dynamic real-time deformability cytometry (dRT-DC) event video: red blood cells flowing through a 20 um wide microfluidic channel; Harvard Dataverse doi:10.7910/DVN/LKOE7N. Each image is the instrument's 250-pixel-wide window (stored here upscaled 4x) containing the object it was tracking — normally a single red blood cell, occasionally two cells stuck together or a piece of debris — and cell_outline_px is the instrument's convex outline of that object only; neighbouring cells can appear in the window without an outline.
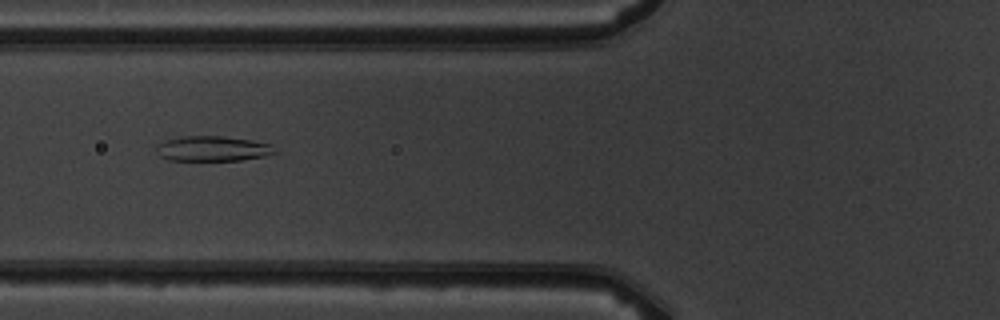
{"species": "common noctule bat (a hibernating species)", "species_latin": "Nyctalus noctula", "temperature_condition": "warm", "stored_images_in_passage": 5, "camera_frame_rate_fps": 3000, "um_per_image_px": 0.085, "animal": {"sex": "male", "body_mass_g": 19.5, "forearm_length_mm": 54.6}, "frame": {"image": 1, "passage_image": 3, "time_ms": 2.0, "image_size_px": [1000, 320], "cell_outline_px": [[276, 152], [264, 156], [240, 160], [168, 160], [160, 156], [156, 152], [156, 144], [164, 140], [184, 136], [220, 136], [252, 140], [272, 144]], "centroid_in_image_um": [18.04, 12.63], "position_along_channel_um": 107.8, "area_um2": 17.34}}
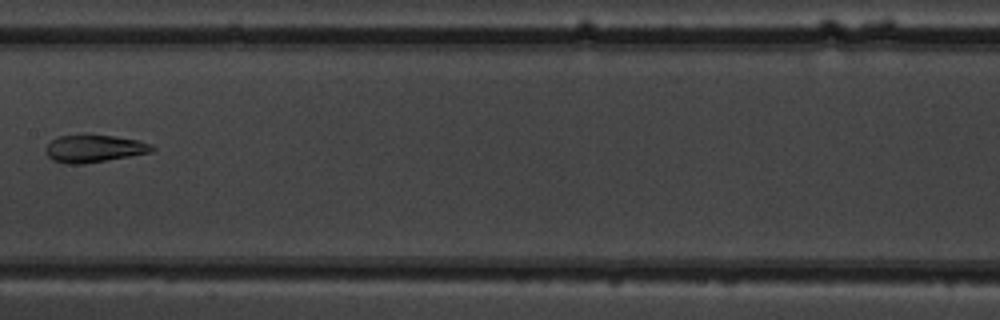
{"frame": {"image": 2, "passage_image": 5, "time_ms": 4.333, "image_size_px": [1000, 320], "cell_outline_px": [[156, 148], [152, 152], [84, 164], [64, 164], [52, 160], [48, 156], [44, 148], [52, 140], [60, 136], [80, 132], [84, 132], [112, 136], [136, 140], [152, 144]], "centroid_in_image_um": [7.95, 12.6], "position_along_channel_um": 199.4, "area_um2": 17.51}}